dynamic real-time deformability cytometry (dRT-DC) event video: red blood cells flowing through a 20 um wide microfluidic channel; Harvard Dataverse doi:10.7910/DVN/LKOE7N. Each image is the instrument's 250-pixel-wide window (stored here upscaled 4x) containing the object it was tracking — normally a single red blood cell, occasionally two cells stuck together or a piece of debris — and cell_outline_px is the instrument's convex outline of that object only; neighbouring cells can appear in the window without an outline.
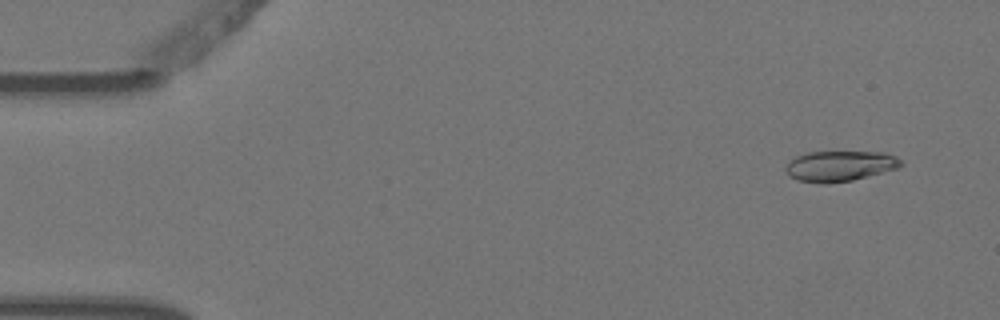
{"species": "Egyptian fruit bat (a non-hibernating species)", "species_latin": "Rousettus aegyptiacus", "temperature_condition": "warm", "stored_images_in_passage": 4, "camera_frame_rate_fps": 3000, "um_per_image_px": 0.085, "animal": {"sex": "female"}, "frame": {"image": 1, "passage_image": 1, "time_ms": 0.0, "image_size_px": [1000, 320], "cell_outline_px": [[904, 164], [900, 168], [852, 180], [828, 184], [820, 184], [796, 180], [788, 176], [784, 168], [796, 156], [808, 152], [884, 152], [896, 156]], "centroid_in_image_um": [71.39, 14.12], "position_along_channel_um": 13.6, "area_um2": 20.69}}